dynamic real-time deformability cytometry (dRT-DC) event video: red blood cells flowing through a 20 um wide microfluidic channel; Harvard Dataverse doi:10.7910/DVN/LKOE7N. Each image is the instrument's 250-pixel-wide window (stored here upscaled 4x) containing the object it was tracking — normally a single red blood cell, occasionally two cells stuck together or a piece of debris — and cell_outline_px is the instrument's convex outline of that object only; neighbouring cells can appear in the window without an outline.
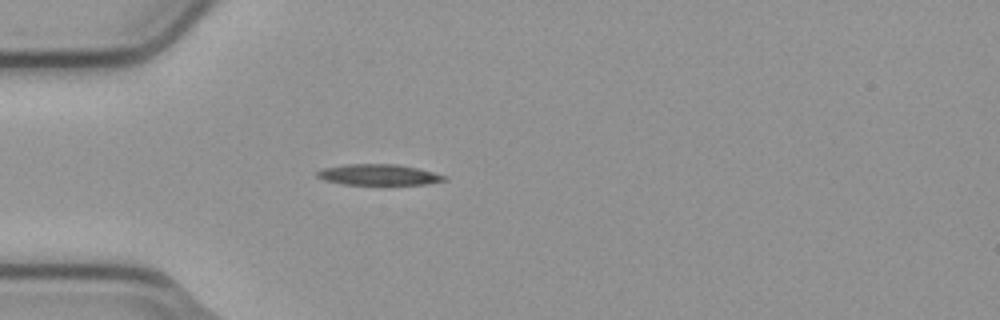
{"species": "common noctule bat (a hibernating species)", "species_latin": "Nyctalus noctula", "temperature_condition": "cold", "stored_images_in_passage": 1, "camera_frame_rate_fps": 3000, "um_per_image_px": 0.085, "animal": {"sex": "male", "body_mass_g": 23.1, "forearm_length_mm": 52.7}, "frame": {"image": 1, "passage_image": 1, "time_ms": 0.0, "image_size_px": [1000, 320], "cell_outline_px": [[448, 180], [424, 184], [344, 184], [324, 180], [316, 176], [316, 172], [324, 168], [344, 164], [396, 164], [416, 168], [448, 176]], "centroid_in_image_um": [32.18, 14.85], "position_along_channel_um": 52.8, "area_um2": 15.32}}